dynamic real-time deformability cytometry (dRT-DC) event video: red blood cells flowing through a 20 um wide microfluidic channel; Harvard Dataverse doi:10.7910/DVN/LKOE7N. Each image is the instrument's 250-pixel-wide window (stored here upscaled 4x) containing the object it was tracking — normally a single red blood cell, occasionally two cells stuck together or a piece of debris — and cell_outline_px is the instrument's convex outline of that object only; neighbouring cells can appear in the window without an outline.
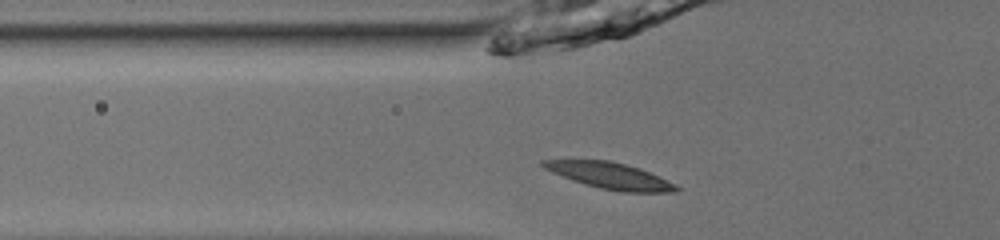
{"species": "common noctule bat (a hibernating species)", "species_latin": "Nyctalus noctula", "temperature_condition": "room temperature", "stored_images_in_passage": 38, "camera_frame_rate_fps": 3000, "um_per_image_px": 0.085, "animal": {"sex": "male", "body_mass_g": 13.0, "forearm_length_mm": 53.1}, "frame": {"image": 1, "passage_image": 6, "time_ms": 1.667, "image_size_px": [1000, 240], "cell_outline_px": [[680, 188], [676, 192], [624, 192], [600, 188], [584, 184], [572, 180], [552, 172], [544, 168], [540, 164], [540, 160], [608, 160], [640, 168], [676, 184]], "centroid_in_image_um": [51.85, 14.94], "position_along_channel_um": 74.0, "area_um2": 20.23}}
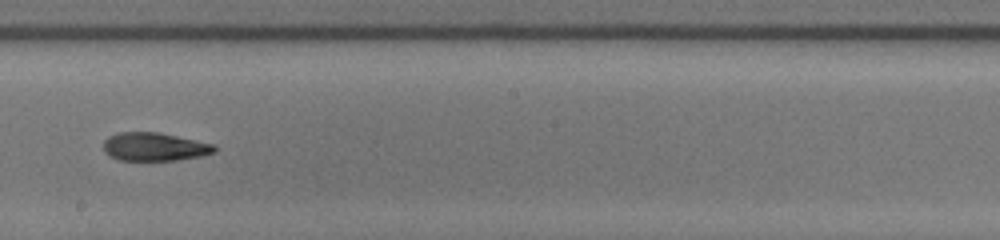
{"frame": {"image": 2, "passage_image": 18, "time_ms": 5.667, "image_size_px": [1000, 240], "cell_outline_px": [[216, 152], [200, 156], [176, 160], [116, 160], [104, 152], [104, 140], [108, 136], [116, 132], [156, 132], [216, 144]], "centroid_in_image_um": [13.11, 12.47], "position_along_channel_um": 235.1, "area_um2": 18.38}}
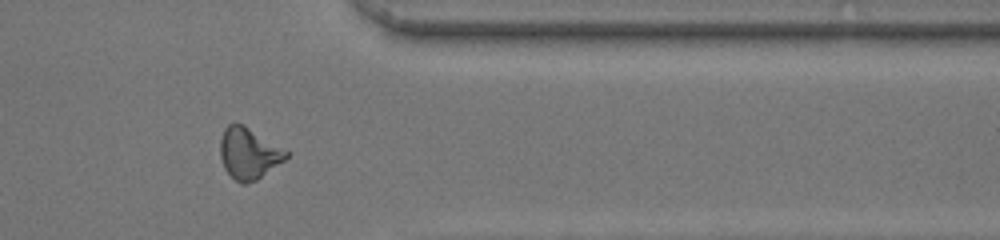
{"frame": {"image": 3, "passage_image": 30, "time_ms": 9.667, "image_size_px": [1000, 240], "cell_outline_px": [[288, 156], [284, 160], [256, 180], [244, 184], [240, 184], [224, 168], [220, 156], [220, 140], [224, 128], [228, 124], [244, 124], [288, 152]], "centroid_in_image_um": [21.11, 13.03], "position_along_channel_um": 390.3, "area_um2": 19.36}, "authors_computed_cell_mechanics": {"area_um2": 19.1607, "velocity_mm_per_s": 4.0089, "shape_relaxation_time_tau1_ms": null, "shape_relaxation_time_tau2_ms": 1.9492, "deformation_change_tau1": null, "deformation_change_tau2": 0.0996}}